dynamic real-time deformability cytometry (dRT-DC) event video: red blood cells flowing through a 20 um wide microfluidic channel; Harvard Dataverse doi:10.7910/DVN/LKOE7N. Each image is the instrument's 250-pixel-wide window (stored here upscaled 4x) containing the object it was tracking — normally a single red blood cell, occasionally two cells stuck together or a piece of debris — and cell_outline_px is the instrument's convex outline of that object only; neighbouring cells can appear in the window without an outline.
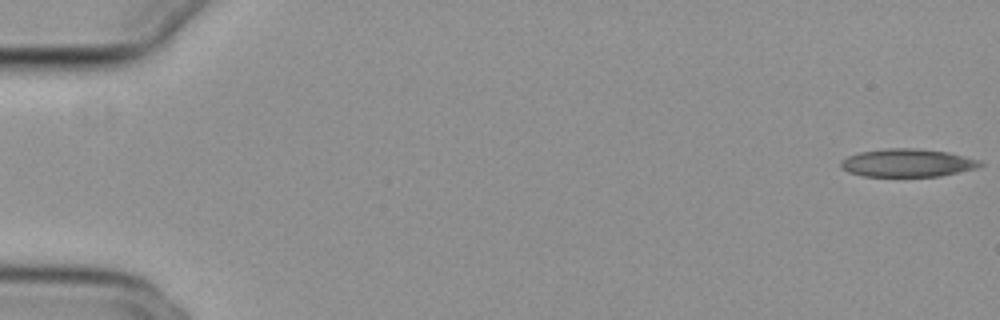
{"species": "common noctule bat (a hibernating species)", "species_latin": "Nyctalus noctula", "temperature_condition": "cold", "stored_images_in_passage": 54, "camera_frame_rate_fps": 3000, "um_per_image_px": 0.085, "animal": {"sex": "female", "body_mass_g": 29.2, "forearm_length_mm": 56.3}, "frame": {"image": 1, "passage_image": 1, "time_ms": 0.0, "image_size_px": [1000, 320], "cell_outline_px": [[984, 164], [976, 168], [960, 172], [940, 176], [864, 176], [848, 172], [840, 168], [840, 160], [848, 156], [860, 152], [884, 148], [916, 148], [948, 152], [980, 160]], "centroid_in_image_um": [77.11, 13.84], "position_along_channel_um": 7.9, "area_um2": 22.83}}
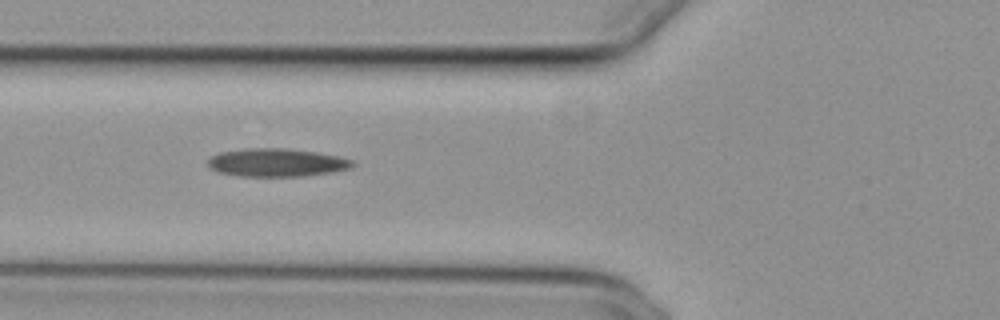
{"frame": {"image": 2, "passage_image": 21, "time_ms": 6.667, "image_size_px": [1000, 320], "cell_outline_px": [[356, 164], [352, 168], [332, 172], [304, 176], [240, 176], [216, 172], [208, 168], [208, 160], [212, 156], [220, 152], [244, 148], [284, 148], [316, 152], [340, 156], [352, 160]], "centroid_in_image_um": [23.51, 13.82], "position_along_channel_um": 102.3, "area_um2": 23.93}}
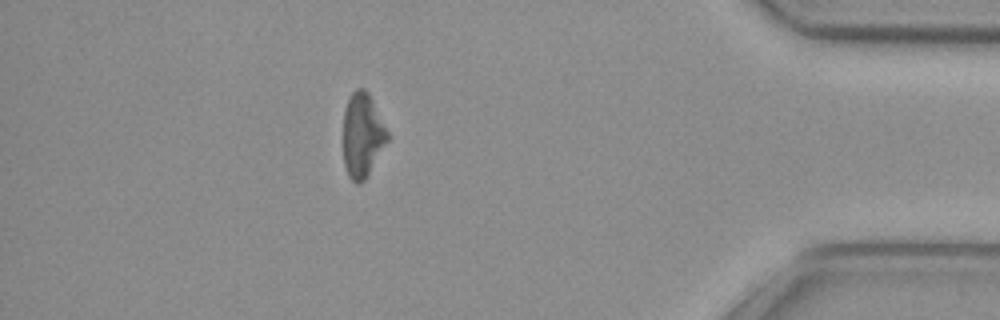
{"frame": {"image": 3, "passage_image": 48, "time_ms": 15.667, "image_size_px": [1000, 320], "cell_outline_px": [[388, 140], [364, 180], [360, 184], [356, 184], [348, 176], [344, 164], [344, 112], [348, 100], [352, 92], [356, 88], [364, 88], [368, 92], [388, 132]], "centroid_in_image_um": [30.79, 11.49], "position_along_channel_um": 404.4, "area_um2": 21.33}, "authors_computed_cell_mechanics": {"area_um2": 23.1778, "velocity_mm_per_s": 3.8332, "shape_relaxation_time_tau1_ms": 9.1867, "shape_relaxation_time_tau2_ms": null, "deformation_change_tau1": 0.2035, "deformation_change_tau2": null}}